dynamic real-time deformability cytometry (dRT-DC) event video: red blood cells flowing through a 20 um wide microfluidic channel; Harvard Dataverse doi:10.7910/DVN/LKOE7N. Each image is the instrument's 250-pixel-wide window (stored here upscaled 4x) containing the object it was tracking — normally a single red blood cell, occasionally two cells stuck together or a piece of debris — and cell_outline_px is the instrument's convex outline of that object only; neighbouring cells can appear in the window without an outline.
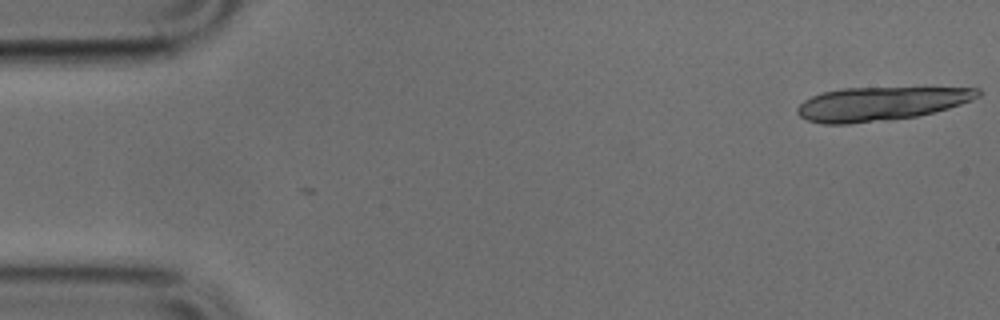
{"species": "common noctule bat (a hibernating species)", "species_latin": "Nyctalus noctula", "temperature_condition": "cold", "stored_images_in_passage": 15, "camera_frame_rate_fps": 3000, "um_per_image_px": 0.085, "animal": {"sex": "male", "body_mass_g": 17.9, "forearm_length_mm": 54.2}, "frame": {"image": 1, "passage_image": 1, "time_ms": 0.0, "image_size_px": [1000, 320], "cell_outline_px": [[984, 92], [980, 96], [972, 100], [948, 108], [916, 116], [884, 120], [848, 124], [824, 124], [808, 120], [800, 116], [796, 112], [796, 108], [804, 100], [812, 96], [824, 92], [840, 88], [980, 88]], "centroid_in_image_um": [74.85, 8.81], "position_along_channel_um": 10.1, "area_um2": 35.2}}